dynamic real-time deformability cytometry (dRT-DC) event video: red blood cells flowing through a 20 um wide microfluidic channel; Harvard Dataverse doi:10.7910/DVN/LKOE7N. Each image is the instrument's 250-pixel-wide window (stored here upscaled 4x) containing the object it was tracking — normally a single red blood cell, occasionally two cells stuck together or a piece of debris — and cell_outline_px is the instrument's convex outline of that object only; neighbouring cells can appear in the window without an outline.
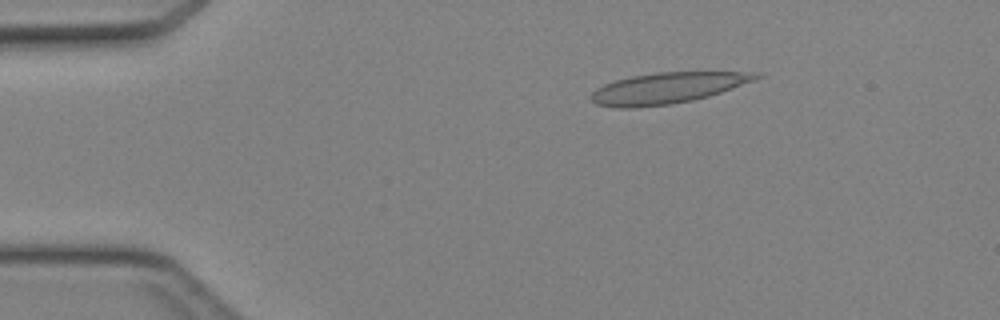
{"species": "Egyptian fruit bat (a non-hibernating species)", "species_latin": "Rousettus aegyptiacus", "temperature_condition": "cold", "stored_images_in_passage": 44, "camera_frame_rate_fps": 3000, "um_per_image_px": 0.085, "animal": {"sex": "female"}, "frame": {"image": 1, "passage_image": 7, "time_ms": 2.0, "image_size_px": [1000, 320], "cell_outline_px": [[764, 76], [756, 80], [708, 96], [692, 100], [668, 104], [636, 108], [616, 108], [596, 104], [588, 96], [596, 88], [604, 84], [616, 80], [632, 76], [656, 72], [760, 72]], "centroid_in_image_um": [56.72, 7.48], "position_along_channel_um": 28.3, "area_um2": 29.77}}
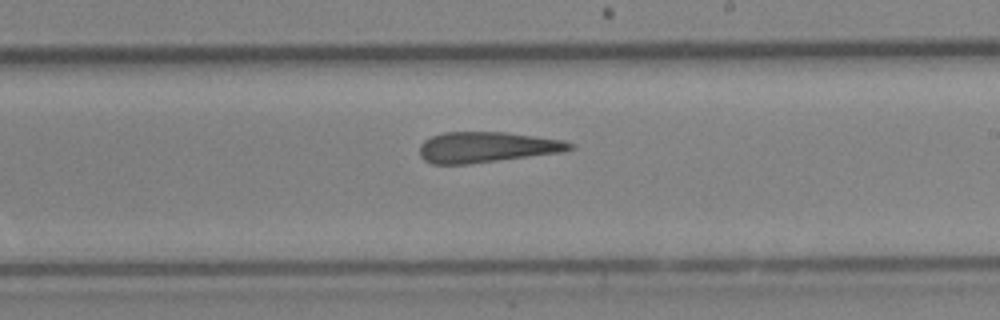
{"frame": {"image": 2, "passage_image": 26, "time_ms": 8.333, "image_size_px": [1000, 320], "cell_outline_px": [[576, 148], [564, 152], [468, 164], [432, 164], [424, 160], [420, 156], [420, 144], [424, 140], [432, 136], [444, 132], [504, 132], [564, 140], [576, 144]], "centroid_in_image_um": [41.41, 12.51], "position_along_channel_um": 247.6, "area_um2": 26.99}}
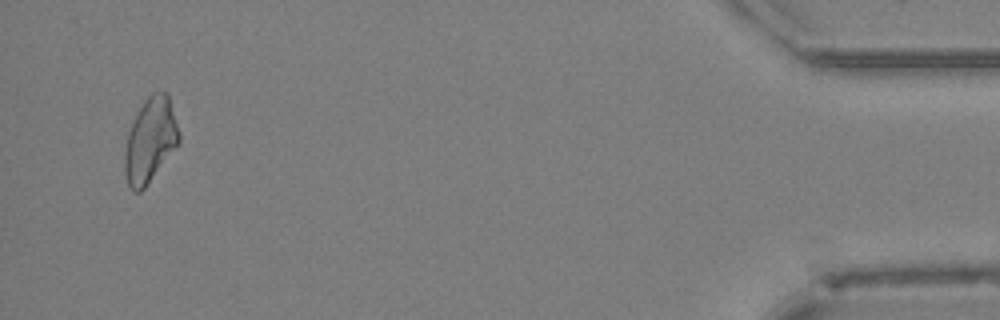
{"frame": {"image": 3, "passage_image": 43, "time_ms": 14.0, "image_size_px": [1000, 320], "cell_outline_px": [[180, 144], [144, 188], [140, 192], [132, 192], [128, 188], [124, 172], [124, 152], [128, 132], [144, 100], [156, 88], [168, 92], [180, 132]], "centroid_in_image_um": [12.79, 11.91], "position_along_channel_um": 422.4, "area_um2": 27.28}}